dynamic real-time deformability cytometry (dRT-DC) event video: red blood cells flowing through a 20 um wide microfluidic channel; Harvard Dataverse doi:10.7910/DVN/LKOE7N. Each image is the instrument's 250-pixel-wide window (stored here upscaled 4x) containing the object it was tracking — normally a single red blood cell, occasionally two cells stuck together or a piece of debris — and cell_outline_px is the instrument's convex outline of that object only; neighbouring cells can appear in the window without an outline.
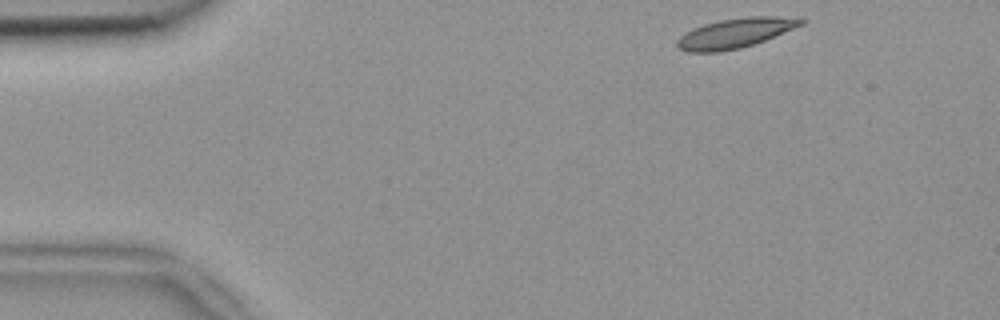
{"species": "common noctule bat (a hibernating species)", "species_latin": "Nyctalus noctula", "temperature_condition": "room temperature", "stored_images_in_passage": 4, "camera_frame_rate_fps": 3000, "um_per_image_px": 0.085, "animal": {"sex": "female", "body_mass_g": 18.4}, "frame": {"image": 1, "passage_image": 1, "time_ms": 0.0, "image_size_px": [1000, 320], "cell_outline_px": [[808, 20], [804, 24], [764, 40], [740, 48], [720, 52], [688, 52], [676, 48], [676, 40], [680, 36], [692, 28], [704, 24], [720, 20], [748, 16], [776, 16]], "centroid_in_image_um": [62.44, 2.82], "position_along_channel_um": 22.6, "area_um2": 21.39}}
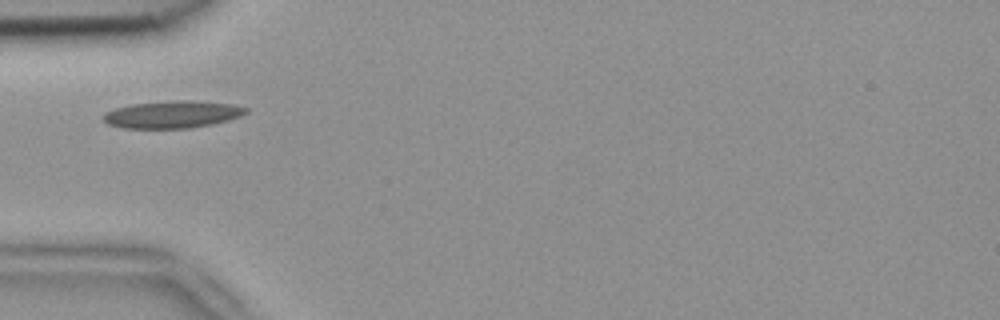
{"frame": {"image": 2, "passage_image": 4, "time_ms": 1.0, "image_size_px": [1000, 320], "cell_outline_px": [[248, 112], [240, 116], [228, 120], [212, 124], [188, 128], [124, 128], [108, 124], [100, 116], [104, 112], [116, 108], [132, 104], [176, 100], [192, 100], [232, 104], [248, 108]], "centroid_in_image_um": [14.64, 9.72], "position_along_channel_um": 70.4, "area_um2": 22.66}}